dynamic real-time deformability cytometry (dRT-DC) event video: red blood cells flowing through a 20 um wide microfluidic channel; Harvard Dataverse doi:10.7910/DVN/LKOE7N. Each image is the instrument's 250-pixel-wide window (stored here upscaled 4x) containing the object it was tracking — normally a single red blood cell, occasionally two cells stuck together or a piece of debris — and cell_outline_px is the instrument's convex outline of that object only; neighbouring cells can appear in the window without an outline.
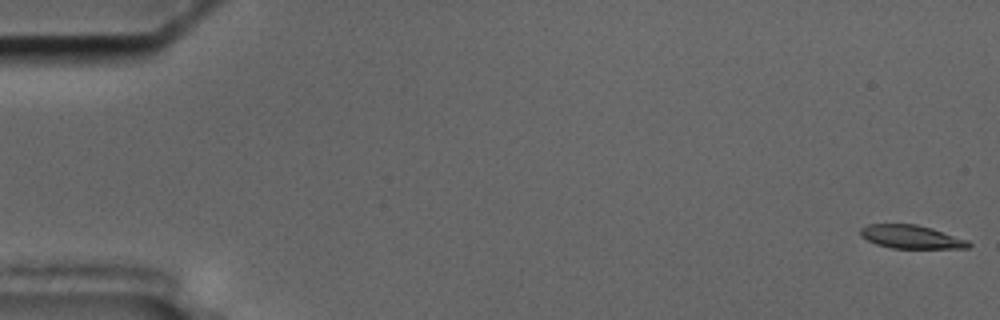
{"species": "common noctule bat (a hibernating species)", "species_latin": "Nyctalus noctula", "temperature_condition": "cold", "stored_images_in_passage": 57, "camera_frame_rate_fps": 3000, "um_per_image_px": 0.085, "animal": {"sex": "male", "body_mass_g": 17.5, "forearm_length_mm": 52.3}, "frame": {"image": 1, "passage_image": 1, "time_ms": 0.0, "image_size_px": [1000, 320], "cell_outline_px": [[972, 244], [968, 248], [892, 248], [876, 244], [860, 236], [860, 228], [868, 224], [916, 224], [932, 228], [968, 240]], "centroid_in_image_um": [77.45, 20.13], "position_along_channel_um": 7.6, "area_um2": 14.74}}
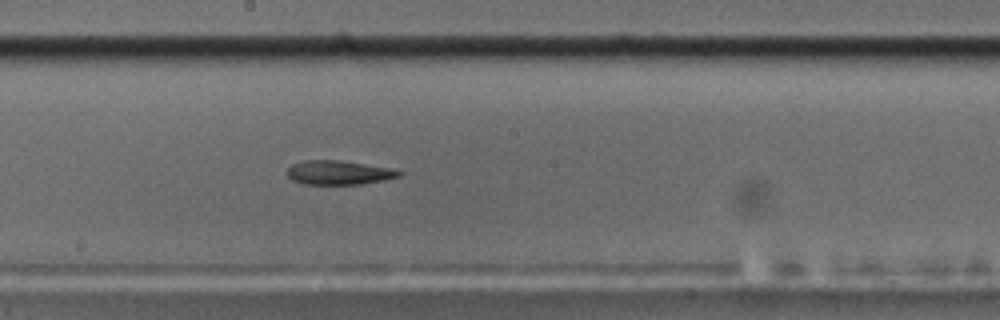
{"frame": {"image": 2, "passage_image": 31, "time_ms": 10.0, "image_size_px": [1000, 320], "cell_outline_px": [[404, 172], [400, 176], [384, 180], [364, 184], [304, 184], [292, 180], [288, 176], [288, 168], [292, 164], [304, 160], [340, 160], [392, 168]], "centroid_in_image_um": [28.82, 14.67], "position_along_channel_um": 219.4, "area_um2": 15.78}}
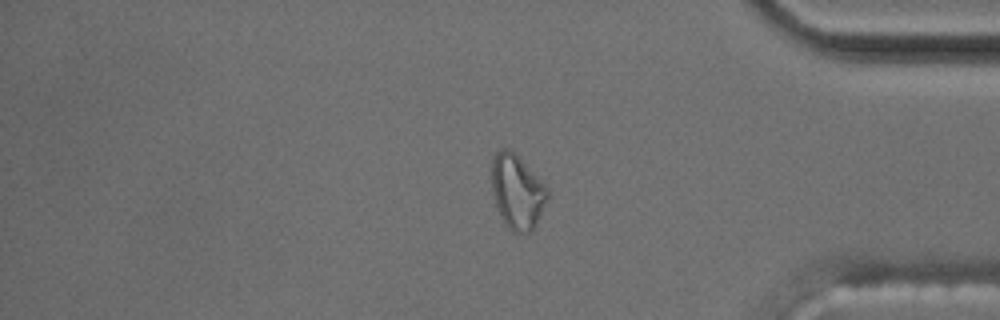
{"frame": {"image": 3, "passage_image": 47, "time_ms": 15.333, "image_size_px": [1000, 320], "cell_outline_px": [[552, 196], [536, 224], [528, 232], [512, 232], [508, 228], [492, 196], [492, 160], [496, 152], [500, 148], [508, 148], [548, 188]], "centroid_in_image_um": [43.99, 16.32], "position_along_channel_um": 391.2, "area_um2": 23.93}}